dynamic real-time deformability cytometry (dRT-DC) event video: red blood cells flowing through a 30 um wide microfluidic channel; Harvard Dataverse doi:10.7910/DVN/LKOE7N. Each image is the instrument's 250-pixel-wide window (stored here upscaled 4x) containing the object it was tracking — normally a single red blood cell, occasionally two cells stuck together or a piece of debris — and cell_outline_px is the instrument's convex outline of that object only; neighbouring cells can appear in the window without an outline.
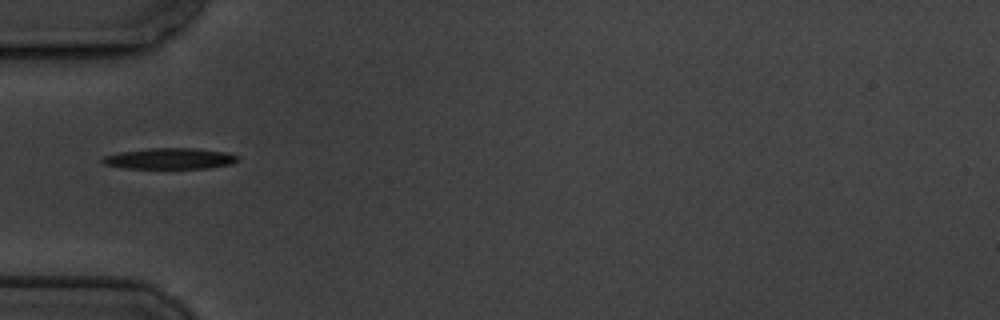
{"species": "common noctule bat (a hibernating species)", "species_latin": "Nyctalus noctula", "temperature_condition": "cold", "stored_images_in_passage": 7, "segment_of_instrument_passage": [2, 2], "camera_frame_rate_fps": 3000, "um_per_image_px": 0.085, "animal": {"sex": "male", "body_mass_g": 19.5, "forearm_length_mm": 54.6}, "frame": {"image": 1, "passage_image": 5, "time_ms": 5.667, "image_size_px": [1000, 320], "cell_outline_px": [[240, 160], [232, 164], [208, 168], [124, 168], [104, 164], [100, 160], [104, 156], [120, 152], [148, 148], [192, 148], [228, 152], [240, 156]], "centroid_in_image_um": [14.48, 13.47], "position_along_channel_um": 70.5, "area_um2": 16.65}}
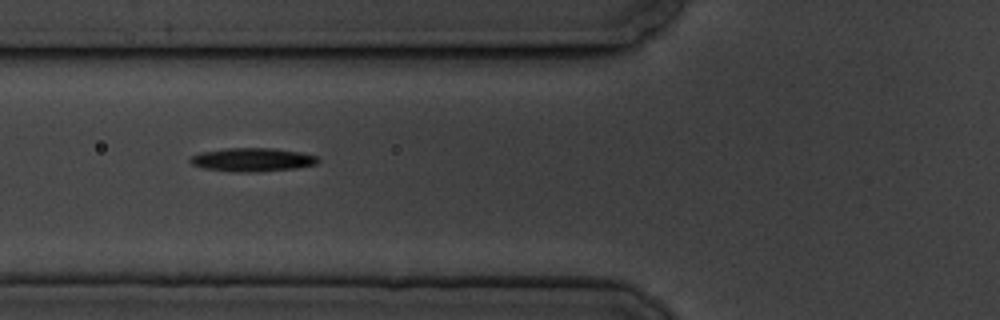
{"frame": {"image": 2, "passage_image": 6, "time_ms": 6.667, "image_size_px": [1000, 320], "cell_outline_px": [[320, 160], [316, 164], [296, 168], [260, 172], [232, 172], [204, 168], [192, 164], [188, 160], [192, 156], [200, 152], [224, 148], [272, 148], [300, 152], [316, 156]], "centroid_in_image_um": [21.43, 13.58], "position_along_channel_um": 104.4, "area_um2": 17.63}}
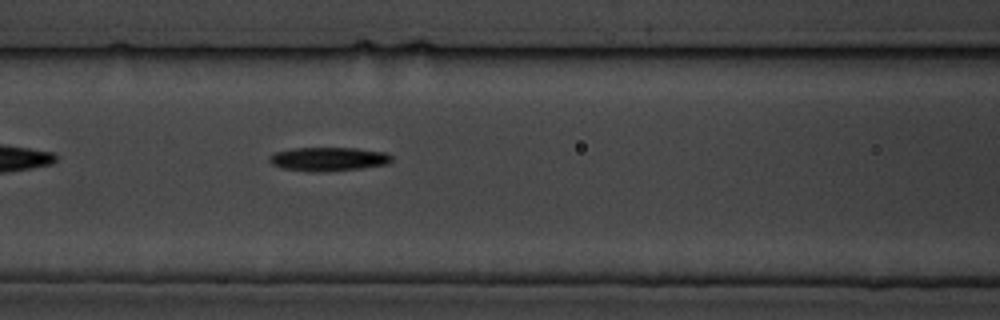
{"frame": {"image": 3, "passage_image": 7, "time_ms": 7.667, "image_size_px": [1000, 320], "cell_outline_px": [[392, 160], [388, 164], [360, 168], [320, 172], [308, 172], [280, 168], [272, 164], [268, 160], [268, 156], [276, 152], [292, 148], [356, 148], [384, 152], [392, 156]], "centroid_in_image_um": [27.87, 13.52], "position_along_channel_um": 138.7, "area_um2": 17.05}}